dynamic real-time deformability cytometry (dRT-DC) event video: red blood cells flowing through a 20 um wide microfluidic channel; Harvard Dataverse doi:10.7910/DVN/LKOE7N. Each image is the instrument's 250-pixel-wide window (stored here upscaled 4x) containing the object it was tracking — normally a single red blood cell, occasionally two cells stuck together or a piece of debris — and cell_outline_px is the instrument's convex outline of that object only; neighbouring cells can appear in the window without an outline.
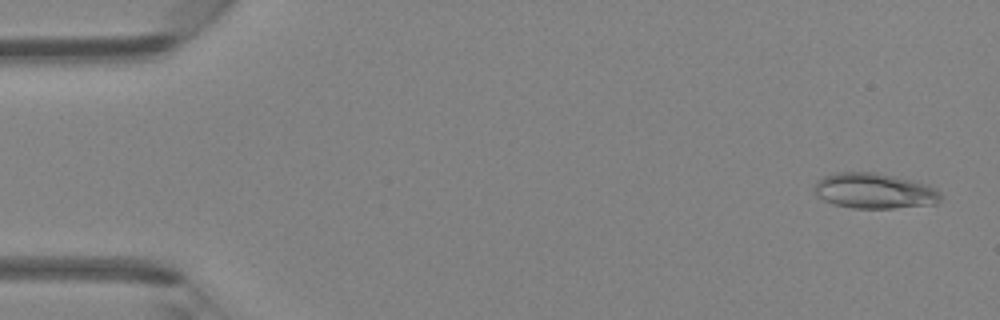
{"species": "Egyptian fruit bat (a non-hibernating species)", "species_latin": "Rousettus aegyptiacus", "temperature_condition": "room temperature", "stored_images_in_passage": 45, "camera_frame_rate_fps": 3000, "um_per_image_px": 0.085, "animal": {"sex": "female"}, "frame": {"image": 1, "passage_image": 2, "time_ms": 0.333, "image_size_px": [1000, 320], "cell_outline_px": [[940, 200], [936, 204], [892, 208], [852, 208], [836, 204], [824, 200], [816, 196], [812, 188], [816, 180], [824, 176], [836, 172], [876, 172], [916, 180], [928, 184], [936, 188], [940, 192]], "centroid_in_image_um": [74.31, 16.21], "position_along_channel_um": 10.7, "area_um2": 26.47}}
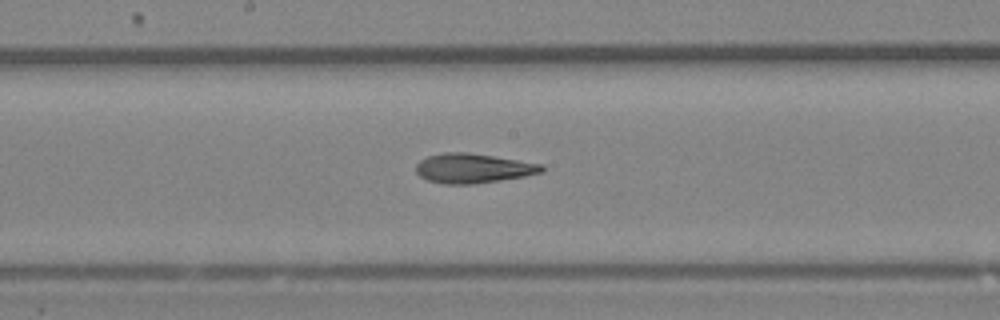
{"frame": {"image": 2, "passage_image": 24, "time_ms": 7.667, "image_size_px": [1000, 320], "cell_outline_px": [[544, 172], [524, 176], [500, 180], [472, 184], [444, 184], [428, 180], [420, 176], [416, 172], [416, 164], [420, 160], [428, 156], [444, 152], [464, 152], [492, 156], [544, 164]], "centroid_in_image_um": [40.21, 14.3], "position_along_channel_um": 208.0, "area_um2": 21.56}}
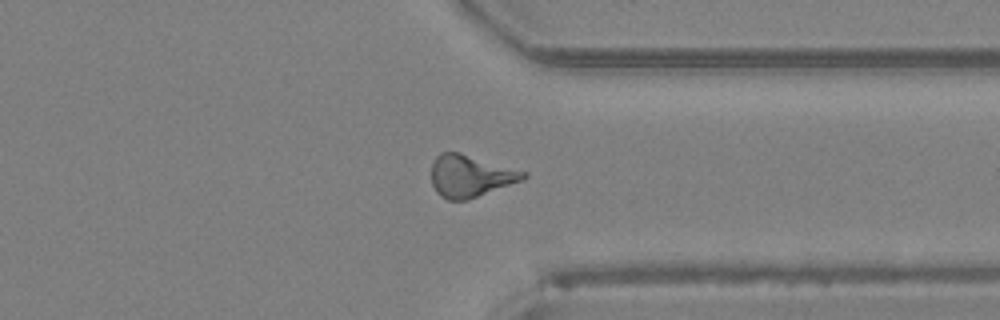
{"frame": {"image": 3, "passage_image": 35, "time_ms": 11.333, "image_size_px": [1000, 320], "cell_outline_px": [[528, 176], [524, 180], [468, 200], [448, 200], [440, 196], [436, 192], [432, 184], [432, 160], [440, 152], [460, 152], [528, 172]], "centroid_in_image_um": [39.99, 14.96], "position_along_channel_um": 371.4, "area_um2": 22.83}}